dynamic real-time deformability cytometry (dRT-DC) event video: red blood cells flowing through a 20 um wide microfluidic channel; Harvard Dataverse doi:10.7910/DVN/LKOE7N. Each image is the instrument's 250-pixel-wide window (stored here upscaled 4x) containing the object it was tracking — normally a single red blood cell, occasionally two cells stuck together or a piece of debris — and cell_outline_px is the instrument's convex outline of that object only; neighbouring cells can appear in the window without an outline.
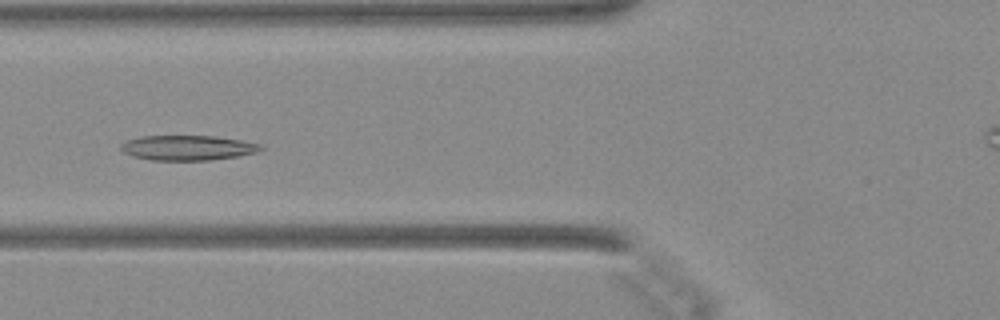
{"species": "Egyptian fruit bat (a non-hibernating species)", "species_latin": "Rousettus aegyptiacus", "temperature_condition": "warm", "stored_images_in_passage": 39, "camera_frame_rate_fps": 3000, "um_per_image_px": 0.085, "animal": {"sex": "female"}, "frame": {"image": 1, "passage_image": 20, "time_ms": 6.333, "image_size_px": [1000, 320], "cell_outline_px": [[264, 148], [256, 152], [236, 156], [212, 160], [152, 160], [132, 156], [124, 152], [120, 148], [120, 144], [128, 140], [140, 136], [212, 136], [240, 140], [260, 144]], "centroid_in_image_um": [15.92, 12.56], "position_along_channel_um": 109.9, "area_um2": 20.17}}
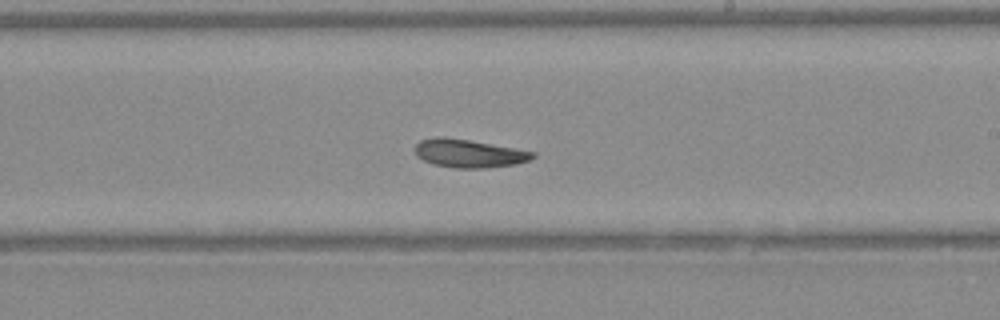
{"frame": {"image": 2, "passage_image": 30, "time_ms": 9.667, "image_size_px": [1000, 320], "cell_outline_px": [[536, 156], [528, 160], [516, 164], [484, 168], [456, 168], [432, 164], [416, 156], [412, 148], [420, 140], [440, 136], [444, 136], [468, 140], [536, 152]], "centroid_in_image_um": [39.8, 13.04], "position_along_channel_um": 249.2, "area_um2": 19.36}}
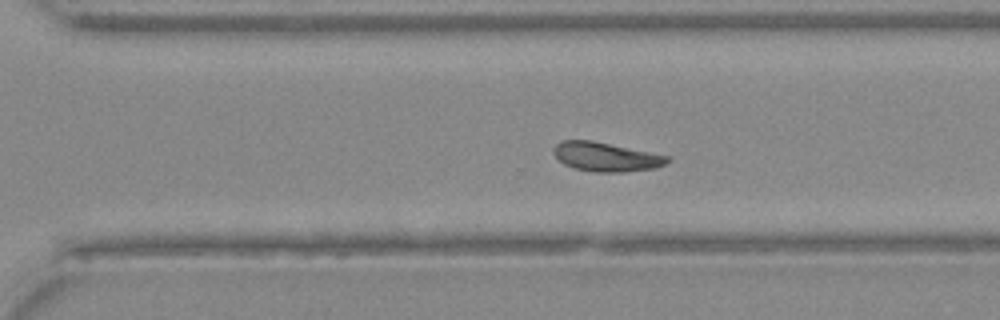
{"frame": {"image": 3, "passage_image": 35, "time_ms": 11.333, "image_size_px": [1000, 320], "cell_outline_px": [[672, 160], [656, 168], [624, 172], [592, 172], [576, 168], [564, 164], [552, 152], [552, 148], [560, 140], [592, 140], [668, 156]], "centroid_in_image_um": [51.49, 13.33], "position_along_channel_um": 319.1, "area_um2": 19.25}}